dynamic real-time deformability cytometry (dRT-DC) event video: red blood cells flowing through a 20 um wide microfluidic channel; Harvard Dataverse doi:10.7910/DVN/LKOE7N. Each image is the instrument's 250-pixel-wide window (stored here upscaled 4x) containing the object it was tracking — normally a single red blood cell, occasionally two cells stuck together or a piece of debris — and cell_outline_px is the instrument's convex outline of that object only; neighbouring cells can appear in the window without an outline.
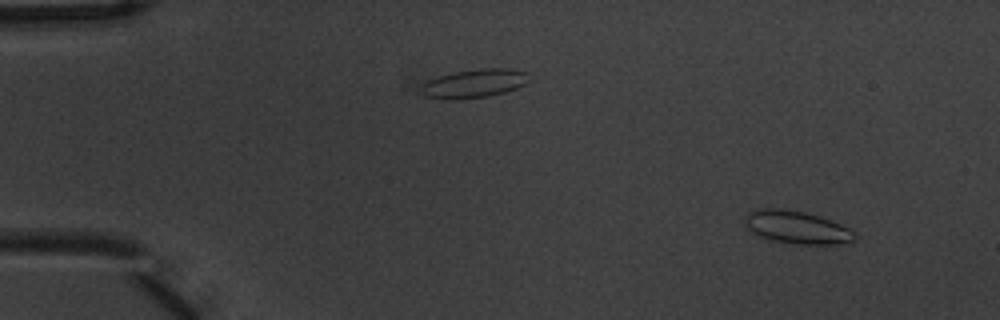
{"species": "common noctule bat (a hibernating species)", "species_latin": "Nyctalus noctula", "temperature_condition": "warm", "stored_images_in_passage": 5, "camera_frame_rate_fps": 3000, "um_per_image_px": 0.085, "animal": {"sex": "male", "body_mass_g": 20.1, "forearm_length_mm": 53.5}, "frame": {"image": 1, "passage_image": 2, "time_ms": 0.333, "image_size_px": [1000, 320], "cell_outline_px": [[856, 240], [836, 244], [796, 244], [772, 240], [760, 236], [748, 228], [748, 212], [760, 208], [780, 208], [804, 212], [820, 216], [840, 224], [856, 232]], "centroid_in_image_um": [67.79, 19.32], "position_along_channel_um": 17.2, "area_um2": 20.63}}
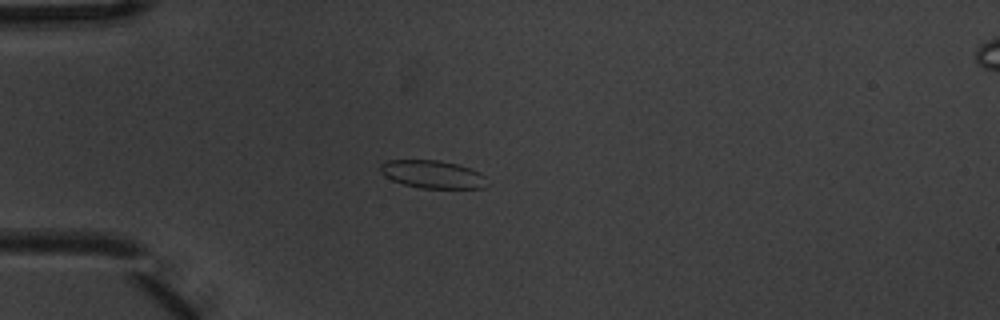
{"frame": {"image": 2, "passage_image": 5, "time_ms": 1.333, "image_size_px": [1000, 320], "cell_outline_px": [[484, 188], [420, 188], [404, 184], [392, 180], [384, 176], [380, 172], [380, 164], [388, 160], [440, 160], [456, 164], [480, 172], [484, 176]], "centroid_in_image_um": [36.71, 14.81], "position_along_channel_um": 48.3, "area_um2": 17.17}}